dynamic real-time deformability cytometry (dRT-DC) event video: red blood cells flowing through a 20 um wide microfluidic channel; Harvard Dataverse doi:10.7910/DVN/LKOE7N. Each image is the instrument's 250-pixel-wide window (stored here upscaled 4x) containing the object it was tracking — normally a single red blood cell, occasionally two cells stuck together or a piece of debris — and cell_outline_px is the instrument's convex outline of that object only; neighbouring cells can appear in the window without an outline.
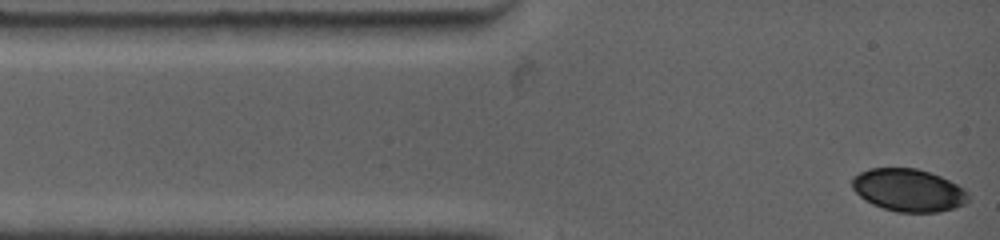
{"species": "common noctule bat (a hibernating species)", "species_latin": "Nyctalus noctula", "temperature_condition": "warm", "stored_images_in_passage": 3, "camera_frame_rate_fps": 4500, "um_per_image_px": 0.085, "animal": {"sex": "female", "body_mass_g": 19.0, "forearm_length_mm": 53.3}, "frame": {"image": 1, "passage_image": 1, "time_ms": 0.0, "image_size_px": [1000, 240], "cell_outline_px": [[968, 200], [964, 204], [956, 208], [940, 212], [896, 212], [872, 204], [864, 200], [852, 188], [852, 176], [868, 168], [916, 168], [940, 176], [964, 188], [968, 192]], "centroid_in_image_um": [77.21, 16.17], "position_along_channel_um": 7.8, "area_um2": 28.96}}